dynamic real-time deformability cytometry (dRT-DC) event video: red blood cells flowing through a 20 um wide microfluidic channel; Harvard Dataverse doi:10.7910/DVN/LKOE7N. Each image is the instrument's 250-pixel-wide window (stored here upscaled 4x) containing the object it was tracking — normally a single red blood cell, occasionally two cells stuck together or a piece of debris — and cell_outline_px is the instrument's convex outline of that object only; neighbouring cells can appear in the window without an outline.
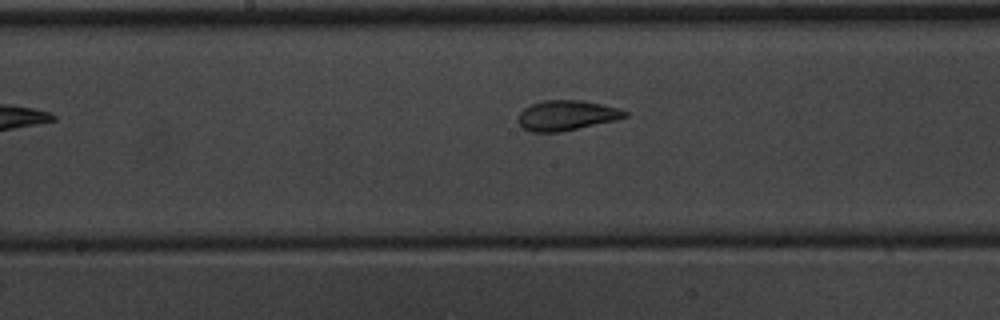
{"species": "common noctule bat (a hibernating species)", "species_latin": "Nyctalus noctula", "temperature_condition": "warm", "stored_images_in_passage": 8, "camera_frame_rate_fps": 3000, "um_per_image_px": 0.085, "animal": {"sex": "male", "body_mass_g": 20.1, "forearm_length_mm": 53.5}, "frame": {"image": 1, "passage_image": 7, "time_ms": 8.0, "image_size_px": [1000, 320], "cell_outline_px": [[628, 116], [616, 120], [560, 132], [532, 132], [524, 128], [516, 120], [520, 112], [524, 108], [532, 104], [544, 100], [584, 100], [620, 108], [628, 112]], "centroid_in_image_um": [48.17, 9.8], "position_along_channel_um": 200.0, "area_um2": 18.79}}